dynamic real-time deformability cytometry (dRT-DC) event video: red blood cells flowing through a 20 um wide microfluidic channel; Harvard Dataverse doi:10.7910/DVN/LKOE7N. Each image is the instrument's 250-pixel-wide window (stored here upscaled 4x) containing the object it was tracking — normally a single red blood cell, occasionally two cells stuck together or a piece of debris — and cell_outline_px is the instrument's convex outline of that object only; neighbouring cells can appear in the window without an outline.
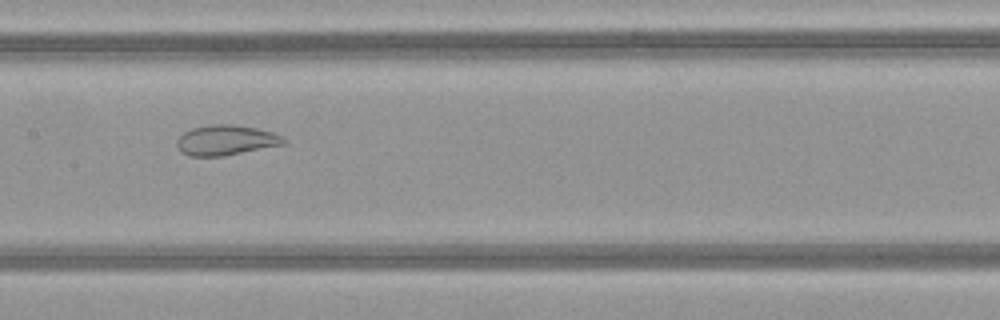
{"species": "common noctule bat (a hibernating species)", "species_latin": "Nyctalus noctula", "temperature_condition": "warm", "stored_images_in_passage": 45, "camera_frame_rate_fps": 3000, "um_per_image_px": 0.085, "animal": {"sex": "female", "body_mass_g": 21.9}, "frame": {"image": 1, "passage_image": 20, "time_ms": 6.333, "image_size_px": [1000, 320], "cell_outline_px": [[288, 140], [284, 144], [224, 156], [188, 156], [180, 152], [176, 144], [176, 140], [184, 132], [192, 128], [208, 124], [236, 124], [256, 128], [272, 132]], "centroid_in_image_um": [19.17, 11.91], "position_along_channel_um": 188.2, "area_um2": 18.9}}
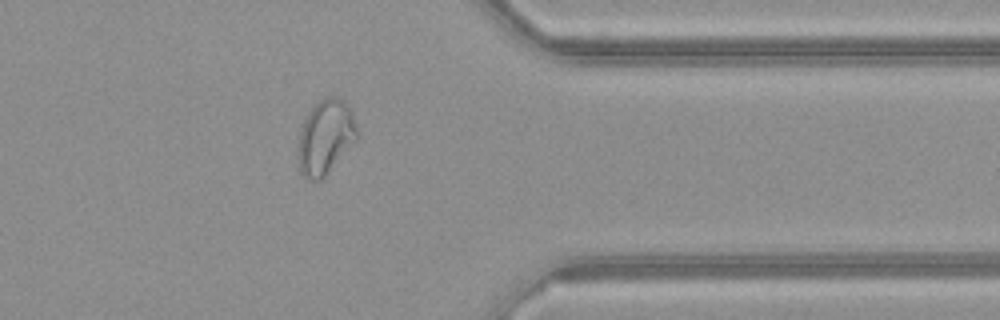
{"frame": {"image": 2, "passage_image": 35, "time_ms": 11.333, "image_size_px": [1000, 320], "cell_outline_px": [[360, 136], [324, 176], [320, 180], [312, 180], [304, 176], [300, 172], [296, 156], [300, 132], [304, 120], [308, 112], [320, 100], [328, 96], [336, 96], [344, 100], [348, 104], [352, 112], [360, 132]], "centroid_in_image_um": [27.68, 11.63], "position_along_channel_um": 383.7, "area_um2": 25.84}}
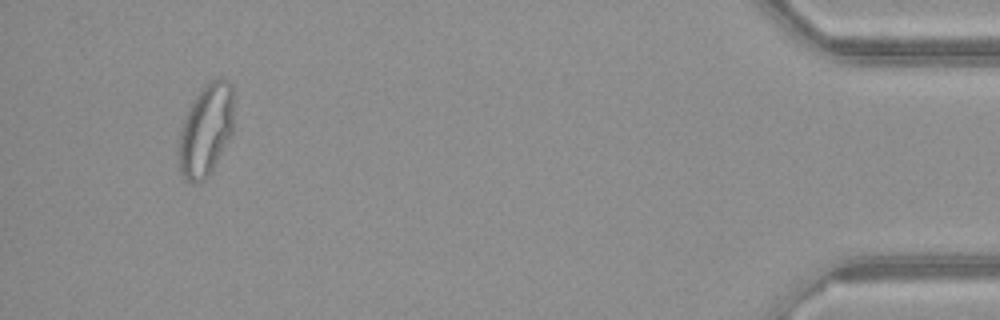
{"frame": {"image": 3, "passage_image": 42, "time_ms": 13.667, "image_size_px": [1000, 320], "cell_outline_px": [[232, 132], [208, 176], [204, 180], [192, 184], [180, 172], [180, 132], [184, 116], [196, 96], [204, 84], [208, 80], [216, 76], [228, 80], [232, 84]], "centroid_in_image_um": [17.51, 10.99], "position_along_channel_um": 417.7, "area_um2": 29.07}, "authors_computed_cell_mechanics": {"area_um2": 25.8366, "velocity_mm_per_s": 4.1614, "shape_relaxation_time_tau1_ms": null, "shape_relaxation_time_tau2_ms": 1.1659, "deformation_change_tau1": null, "deformation_change_tau2": 0.0712}}